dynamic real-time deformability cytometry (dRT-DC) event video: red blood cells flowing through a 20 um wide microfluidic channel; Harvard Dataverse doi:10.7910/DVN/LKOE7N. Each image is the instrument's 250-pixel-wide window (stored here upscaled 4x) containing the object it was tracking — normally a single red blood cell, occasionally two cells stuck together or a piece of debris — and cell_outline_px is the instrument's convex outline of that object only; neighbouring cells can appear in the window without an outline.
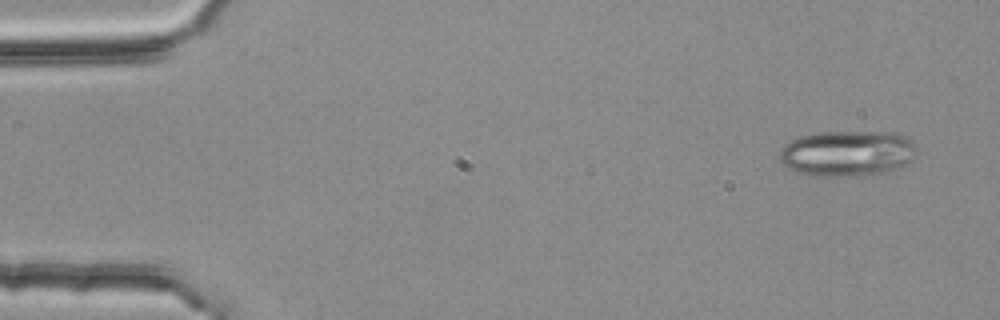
{"species": "common noctule bat (a hibernating species)", "species_latin": "Nyctalus noctula", "temperature_condition": "room temperature", "stored_images_in_passage": 3, "camera_frame_rate_fps": 3000, "um_per_image_px": 0.085, "animal": {"sex": "female", "body_mass_g": 25.1}, "frame": {"image": 1, "passage_image": 1, "time_ms": 0.0, "image_size_px": [1000, 320], "cell_outline_px": [[916, 148], [908, 160], [900, 168], [888, 172], [872, 176], [808, 176], [796, 172], [784, 164], [780, 160], [780, 152], [784, 144], [800, 136], [820, 132], [892, 132], [904, 136]], "centroid_in_image_um": [71.97, 13.06], "position_along_channel_um": 13.0, "area_um2": 36.53}}